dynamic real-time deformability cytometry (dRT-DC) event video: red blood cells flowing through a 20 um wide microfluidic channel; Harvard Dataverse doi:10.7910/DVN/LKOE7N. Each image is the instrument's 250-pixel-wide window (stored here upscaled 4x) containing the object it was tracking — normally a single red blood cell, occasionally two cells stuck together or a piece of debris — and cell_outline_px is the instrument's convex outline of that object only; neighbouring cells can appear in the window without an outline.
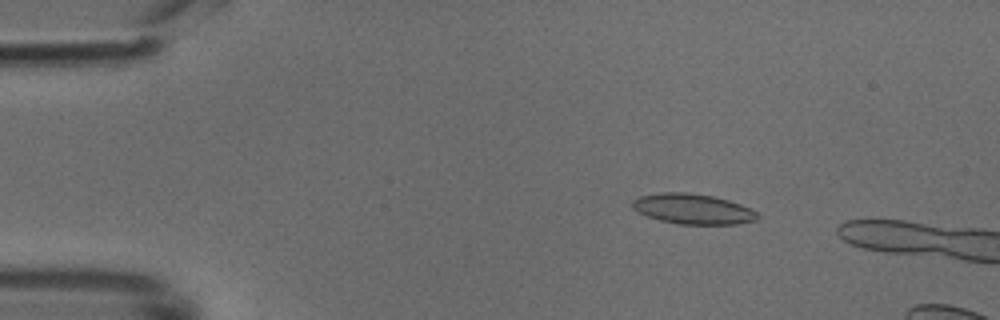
{"species": "common noctule bat (a hibernating species)", "species_latin": "Nyctalus noctula", "temperature_condition": "cold", "stored_images_in_passage": 11, "camera_frame_rate_fps": 3000, "um_per_image_px": 0.085, "animal": {"sex": "male", "body_mass_g": 18.8}, "frame": {"image": 1, "passage_image": 8, "time_ms": 2.333, "image_size_px": [1000, 320], "cell_outline_px": [[760, 216], [756, 220], [736, 224], [676, 224], [660, 220], [648, 216], [632, 208], [632, 200], [640, 196], [660, 192], [688, 192], [712, 196], [728, 200], [740, 204], [756, 212]], "centroid_in_image_um": [58.88, 17.76], "position_along_channel_um": 26.1, "area_um2": 21.96}}